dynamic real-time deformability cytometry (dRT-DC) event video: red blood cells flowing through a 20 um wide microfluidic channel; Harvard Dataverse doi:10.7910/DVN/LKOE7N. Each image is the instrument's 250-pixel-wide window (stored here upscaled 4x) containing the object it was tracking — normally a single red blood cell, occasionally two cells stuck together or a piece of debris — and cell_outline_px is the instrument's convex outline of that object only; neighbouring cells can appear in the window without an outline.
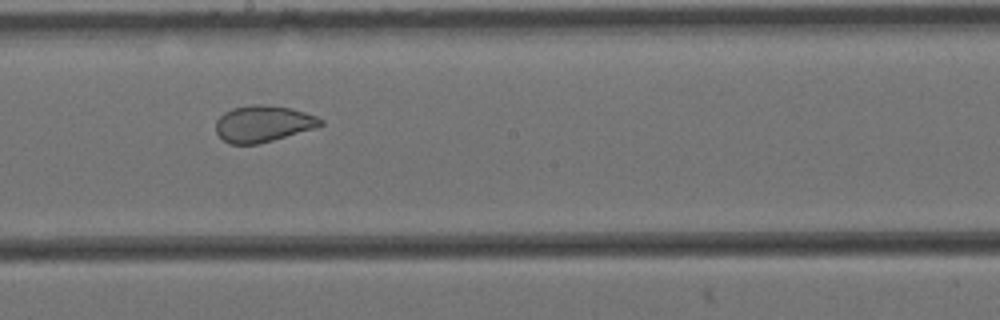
{"species": "Egyptian fruit bat (a non-hibernating species)", "species_latin": "Rousettus aegyptiacus", "temperature_condition": "cold", "stored_images_in_passage": 10, "camera_frame_rate_fps": 3000, "um_per_image_px": 0.085, "animal": {"sex": "female"}, "frame": {"image": 1, "passage_image": 9, "time_ms": 2.667, "image_size_px": [1000, 320], "cell_outline_px": [[324, 124], [316, 128], [272, 140], [256, 144], [228, 144], [216, 132], [216, 120], [224, 112], [232, 108], [256, 104], [264, 104], [292, 108], [316, 116], [324, 120]], "centroid_in_image_um": [22.37, 10.51], "position_along_channel_um": 225.8, "area_um2": 22.25}}
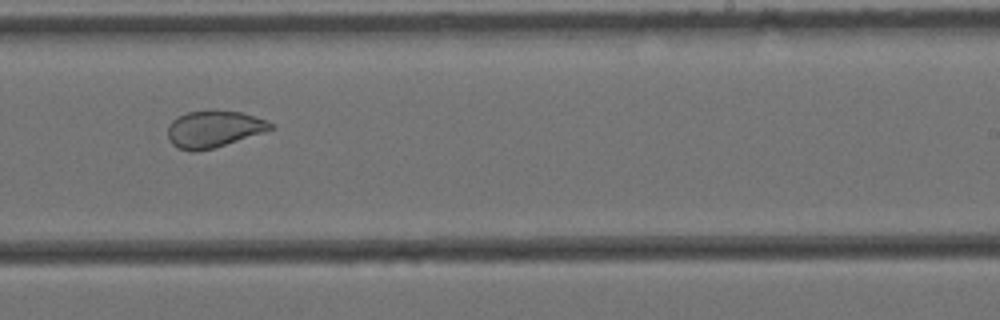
{"frame": {"image": 2, "passage_image": 10, "time_ms": 3.0, "image_size_px": [1000, 320], "cell_outline_px": [[276, 128], [268, 132], [212, 148], [196, 152], [188, 152], [176, 148], [168, 140], [168, 124], [176, 116], [188, 112], [212, 108], [240, 112], [264, 120], [272, 124]], "centroid_in_image_um": [18.14, 10.96], "position_along_channel_um": 270.9, "area_um2": 22.66}}